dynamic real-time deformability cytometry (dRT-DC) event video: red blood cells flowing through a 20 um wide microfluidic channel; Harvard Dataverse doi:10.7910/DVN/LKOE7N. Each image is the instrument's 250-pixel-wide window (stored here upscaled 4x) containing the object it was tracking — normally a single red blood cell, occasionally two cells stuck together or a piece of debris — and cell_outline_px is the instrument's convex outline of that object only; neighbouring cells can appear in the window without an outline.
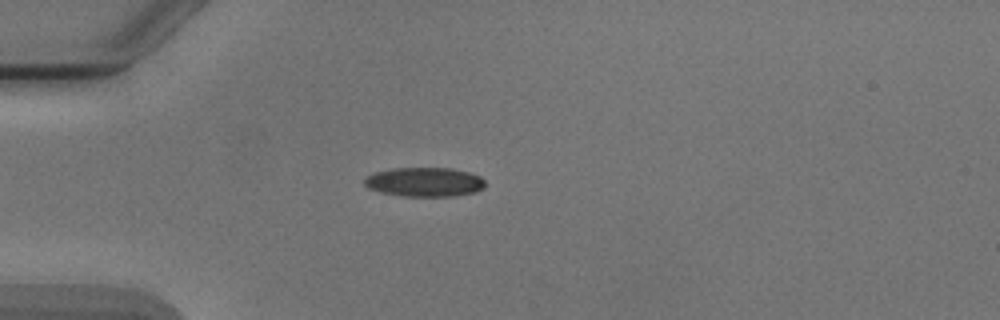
{"species": "Egyptian fruit bat (a non-hibernating species)", "species_latin": "Rousettus aegyptiacus", "temperature_condition": "cold", "stored_images_in_passage": 5, "camera_frame_rate_fps": 3000, "um_per_image_px": 0.085, "animal": {"sex": "male"}, "frame": {"image": 1, "passage_image": 5, "time_ms": 4.667, "image_size_px": [1000, 320], "cell_outline_px": [[484, 188], [476, 192], [452, 196], [404, 196], [380, 192], [368, 188], [364, 184], [364, 176], [372, 172], [392, 168], [452, 168], [468, 172], [480, 176], [484, 180]], "centroid_in_image_um": [36.05, 15.46], "position_along_channel_um": 49.0, "area_um2": 20.75}}